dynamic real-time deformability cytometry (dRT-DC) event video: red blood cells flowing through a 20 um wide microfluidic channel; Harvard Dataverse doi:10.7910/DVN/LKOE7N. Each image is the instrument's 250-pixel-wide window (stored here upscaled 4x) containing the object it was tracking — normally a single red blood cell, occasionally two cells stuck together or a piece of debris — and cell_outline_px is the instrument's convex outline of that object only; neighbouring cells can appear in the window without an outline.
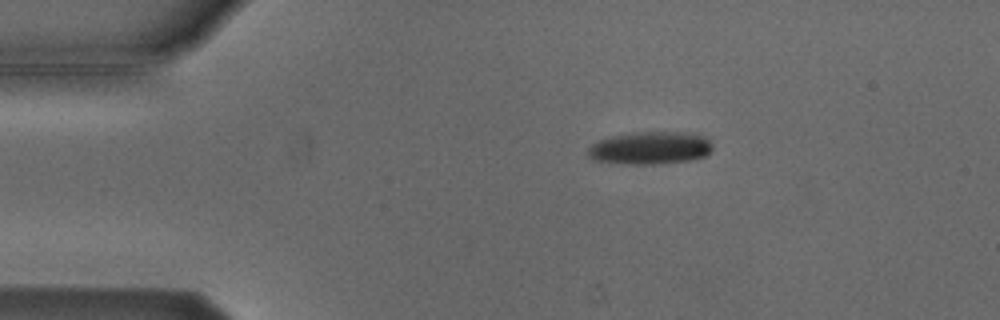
{"species": "Egyptian fruit bat (a non-hibernating species)", "species_latin": "Rousettus aegyptiacus", "temperature_condition": "cold", "stored_images_in_passage": 7, "camera_frame_rate_fps": 3000, "um_per_image_px": 0.085, "animal": {"sex": "male"}, "frame": {"image": 1, "passage_image": 2, "time_ms": 1.333, "image_size_px": [1000, 320], "cell_outline_px": [[712, 148], [704, 156], [688, 160], [656, 164], [624, 164], [596, 160], [588, 156], [588, 148], [592, 144], [600, 140], [612, 136], [632, 132], [688, 132], [704, 136], [712, 144]], "centroid_in_image_um": [55.26, 12.57], "position_along_channel_um": 29.7, "area_um2": 23.58}}
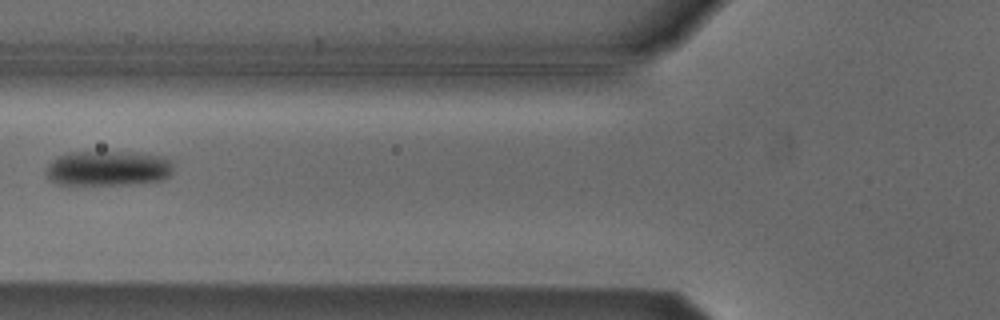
{"frame": {"image": 2, "passage_image": 5, "time_ms": 5.0, "image_size_px": [1000, 320], "cell_outline_px": [[172, 172], [168, 176], [160, 180], [132, 184], [56, 184], [44, 172], [48, 164], [56, 156], [68, 152], [140, 152], [160, 156], [172, 160]], "centroid_in_image_um": [9.17, 14.29], "position_along_channel_um": 116.6, "area_um2": 26.13}}
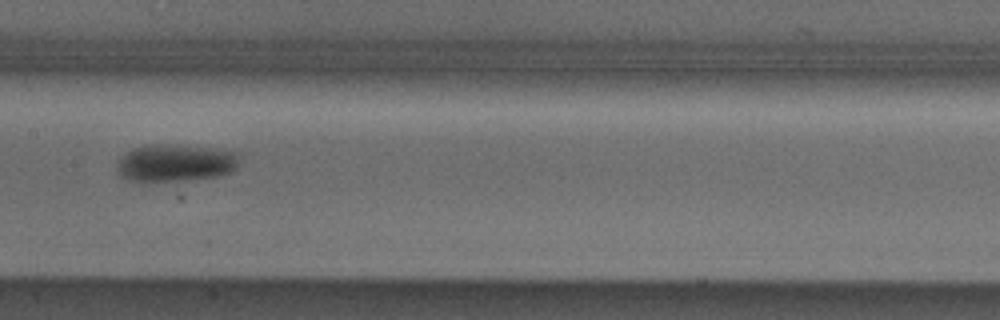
{"frame": {"image": 3, "passage_image": 7, "time_ms": 7.0, "image_size_px": [1000, 320], "cell_outline_px": [[240, 152], [236, 168], [220, 176], [140, 184], [128, 180], [120, 176], [116, 172], [116, 160], [124, 152], [132, 148], [148, 144], [168, 144], [208, 148]], "centroid_in_image_um": [14.78, 13.87], "position_along_channel_um": 192.6, "area_um2": 27.4}}